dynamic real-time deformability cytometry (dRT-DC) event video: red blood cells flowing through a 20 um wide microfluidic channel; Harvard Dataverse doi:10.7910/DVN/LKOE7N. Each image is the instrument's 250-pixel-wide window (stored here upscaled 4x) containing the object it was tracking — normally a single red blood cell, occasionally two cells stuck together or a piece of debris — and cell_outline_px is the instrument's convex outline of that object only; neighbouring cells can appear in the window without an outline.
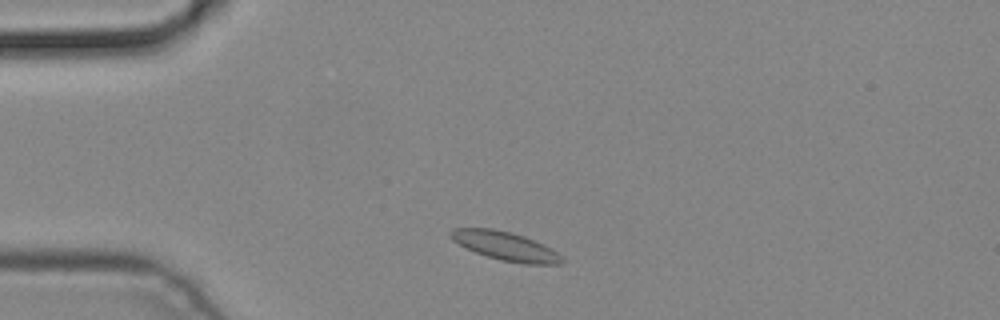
{"species": "common noctule bat (a hibernating species)", "species_latin": "Nyctalus noctula", "temperature_condition": "cold", "stored_images_in_passage": 3, "camera_frame_rate_fps": 3000, "um_per_image_px": 0.085, "animal": {"sex": "male", "body_mass_g": 19.2, "forearm_length_mm": 51.8}, "frame": {"image": 1, "passage_image": 1, "time_ms": 0.0, "image_size_px": [1000, 320], "cell_outline_px": [[564, 260], [560, 264], [524, 264], [500, 260], [476, 252], [452, 240], [448, 232], [452, 228], [492, 228], [512, 232], [524, 236], [556, 252]], "centroid_in_image_um": [42.91, 20.9], "position_along_channel_um": 42.1, "area_um2": 18.26}}
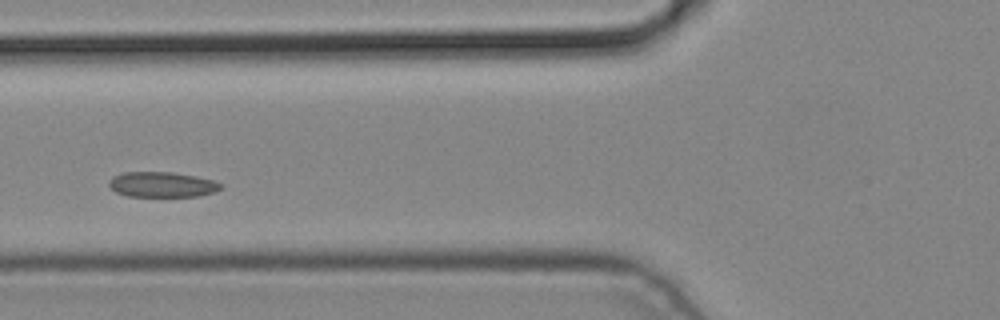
{"frame": {"image": 2, "passage_image": 3, "time_ms": 0.667, "image_size_px": [1000, 320], "cell_outline_px": [[224, 188], [216, 192], [200, 196], [128, 196], [116, 192], [108, 184], [108, 180], [112, 176], [124, 172], [172, 172], [196, 176], [212, 180], [220, 184]], "centroid_in_image_um": [13.78, 15.68], "position_along_channel_um": 112.0, "area_um2": 16.53}}